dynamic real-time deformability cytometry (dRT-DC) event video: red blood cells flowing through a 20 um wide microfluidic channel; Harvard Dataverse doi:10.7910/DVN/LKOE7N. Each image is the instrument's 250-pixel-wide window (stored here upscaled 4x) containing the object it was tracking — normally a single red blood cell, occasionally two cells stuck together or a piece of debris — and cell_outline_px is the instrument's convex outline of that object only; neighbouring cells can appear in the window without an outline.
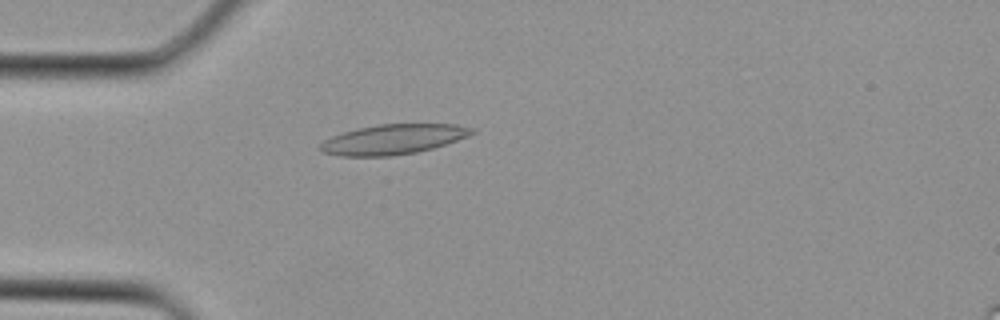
{"species": "Egyptian fruit bat (a non-hibernating species)", "species_latin": "Rousettus aegyptiacus", "temperature_condition": "cold", "stored_images_in_passage": 1, "camera_frame_rate_fps": 3000, "um_per_image_px": 0.085, "animal": {"sex": "female"}, "frame": {"image": 1, "passage_image": 1, "time_ms": 0.0, "image_size_px": [1000, 320], "cell_outline_px": [[476, 132], [468, 136], [432, 148], [416, 152], [392, 156], [340, 156], [324, 152], [316, 148], [324, 140], [332, 136], [356, 128], [380, 124], [456, 124], [476, 128]], "centroid_in_image_um": [33.41, 11.84], "position_along_channel_um": 51.6, "area_um2": 26.47}}